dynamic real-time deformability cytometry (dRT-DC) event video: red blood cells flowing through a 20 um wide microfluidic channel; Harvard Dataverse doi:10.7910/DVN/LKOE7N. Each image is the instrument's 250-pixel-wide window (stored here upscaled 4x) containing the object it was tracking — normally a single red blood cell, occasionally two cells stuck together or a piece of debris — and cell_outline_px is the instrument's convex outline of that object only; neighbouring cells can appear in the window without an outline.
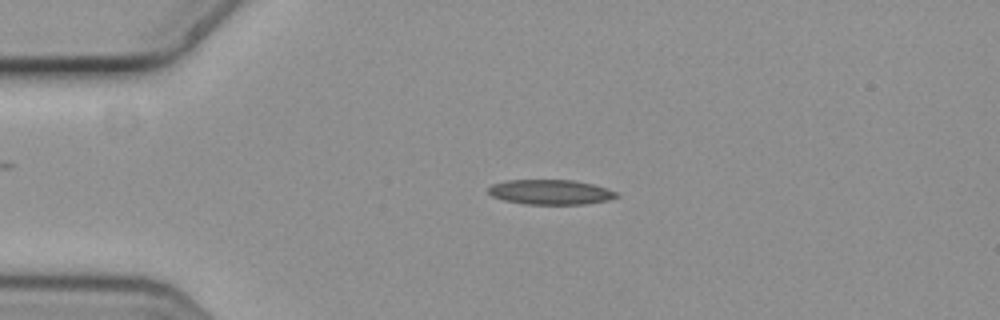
{"species": "common noctule bat (a hibernating species)", "species_latin": "Nyctalus noctula", "temperature_condition": "cold", "stored_images_in_passage": 4, "camera_frame_rate_fps": 3000, "um_per_image_px": 0.085, "animal": {"sex": "female", "body_mass_g": 19.3, "forearm_length_mm": 54.1}, "frame": {"image": 1, "passage_image": 2, "time_ms": 0.333, "image_size_px": [1000, 320], "cell_outline_px": [[620, 196], [608, 200], [584, 204], [524, 204], [504, 200], [492, 196], [488, 192], [488, 188], [492, 184], [508, 180], [572, 180], [592, 184], [608, 188], [620, 192]], "centroid_in_image_um": [46.83, 16.33], "position_along_channel_um": 38.2, "area_um2": 18.67}}
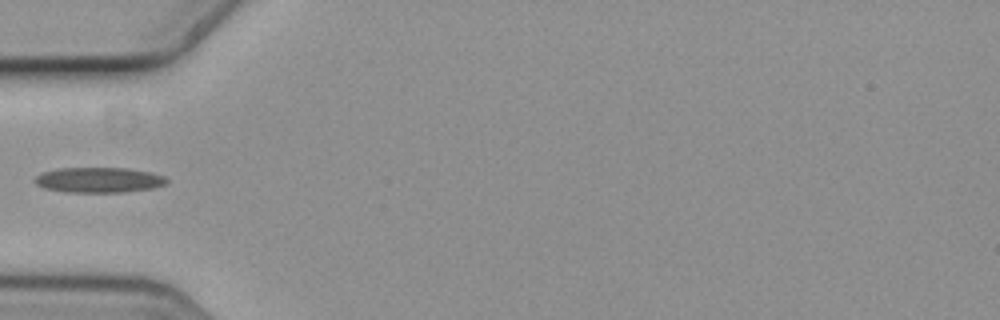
{"frame": {"image": 2, "passage_image": 4, "time_ms": 1.0, "image_size_px": [1000, 320], "cell_outline_px": [[168, 184], [152, 188], [124, 192], [64, 192], [44, 188], [36, 184], [32, 180], [36, 176], [44, 172], [60, 168], [124, 168], [152, 172], [164, 176], [168, 180]], "centroid_in_image_um": [8.41, 15.3], "position_along_channel_um": 76.6, "area_um2": 19.48}}